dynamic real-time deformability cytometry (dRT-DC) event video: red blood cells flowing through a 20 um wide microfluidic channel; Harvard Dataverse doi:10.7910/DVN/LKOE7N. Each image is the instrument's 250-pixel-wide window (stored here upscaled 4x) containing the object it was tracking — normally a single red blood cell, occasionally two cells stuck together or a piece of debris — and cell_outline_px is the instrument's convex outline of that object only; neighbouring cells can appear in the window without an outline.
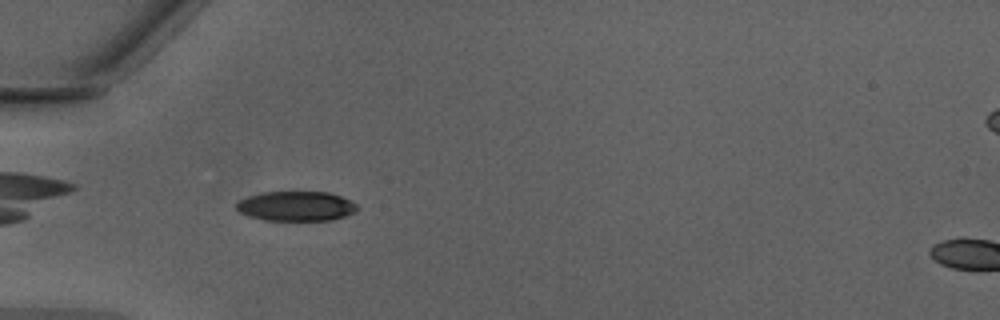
{"species": "Egyptian fruit bat (a non-hibernating species)", "species_latin": "Rousettus aegyptiacus", "temperature_condition": "warm", "stored_images_in_passage": 37, "camera_frame_rate_fps": 3000, "um_per_image_px": 0.085, "animal": {"sex": "male"}, "frame": {"image": 1, "passage_image": 4, "time_ms": 1.0, "image_size_px": [1000, 320], "cell_outline_px": [[356, 212], [344, 216], [328, 220], [264, 220], [248, 216], [240, 212], [236, 208], [236, 204], [240, 200], [248, 196], [260, 192], [328, 192], [352, 200], [356, 204]], "centroid_in_image_um": [25.16, 17.51], "position_along_channel_um": 59.8, "area_um2": 20.87}}
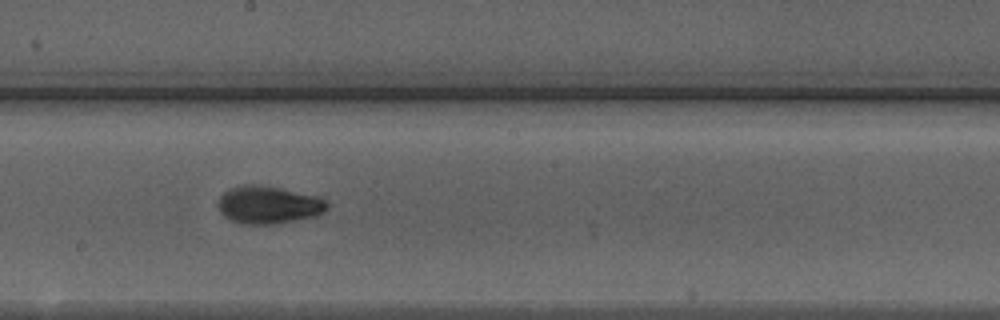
{"frame": {"image": 2, "passage_image": 16, "time_ms": 5.0, "image_size_px": [1000, 320], "cell_outline_px": [[328, 208], [324, 212], [316, 216], [296, 220], [272, 224], [244, 224], [232, 220], [224, 216], [220, 212], [216, 204], [220, 196], [228, 188], [240, 184], [256, 184], [280, 188], [320, 196], [328, 204]], "centroid_in_image_um": [22.8, 17.4], "position_along_channel_um": 225.4, "area_um2": 24.22}}
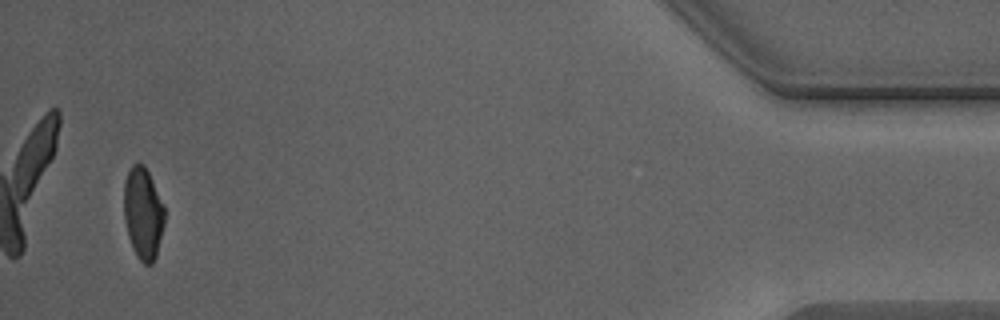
{"frame": {"image": 3, "passage_image": 35, "time_ms": 11.333, "image_size_px": [1000, 320], "cell_outline_px": [[164, 224], [156, 256], [152, 264], [144, 264], [136, 256], [132, 248], [128, 236], [124, 220], [124, 180], [132, 164], [144, 164], [164, 204]], "centroid_in_image_um": [12.15, 18.14], "position_along_channel_um": 423.0, "area_um2": 21.79}, "authors_computed_cell_mechanics": {"area_um2": 22.4842, "velocity_mm_per_s": 4.3092, "shape_relaxation_time_tau1_ms": 2.834, "shape_relaxation_time_tau2_ms": 0.992, "deformation_change_tau1": 0.1627, "deformation_change_tau2": 0.05}}